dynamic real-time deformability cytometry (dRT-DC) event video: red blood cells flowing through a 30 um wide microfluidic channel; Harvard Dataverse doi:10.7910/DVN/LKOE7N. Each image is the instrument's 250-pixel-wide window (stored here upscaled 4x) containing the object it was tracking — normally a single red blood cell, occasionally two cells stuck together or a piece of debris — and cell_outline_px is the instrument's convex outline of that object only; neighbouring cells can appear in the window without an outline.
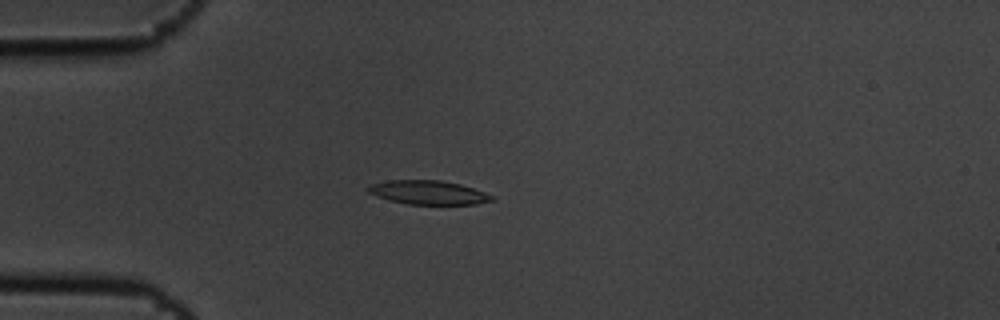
{"species": "common noctule bat (a hibernating species)", "species_latin": "Nyctalus noctula", "temperature_condition": "cold", "stored_images_in_passage": 5, "camera_frame_rate_fps": 3000, "um_per_image_px": 0.085, "animal": {"sex": "male", "body_mass_g": 19.5, "forearm_length_mm": 54.6}, "frame": {"image": 1, "passage_image": 5, "time_ms": 1.333, "image_size_px": [1000, 320], "cell_outline_px": [[496, 200], [476, 204], [408, 204], [388, 200], [376, 196], [368, 192], [368, 184], [388, 180], [440, 180], [460, 184], [496, 196]], "centroid_in_image_um": [36.41, 16.36], "position_along_channel_um": 48.6, "area_um2": 17.34}}